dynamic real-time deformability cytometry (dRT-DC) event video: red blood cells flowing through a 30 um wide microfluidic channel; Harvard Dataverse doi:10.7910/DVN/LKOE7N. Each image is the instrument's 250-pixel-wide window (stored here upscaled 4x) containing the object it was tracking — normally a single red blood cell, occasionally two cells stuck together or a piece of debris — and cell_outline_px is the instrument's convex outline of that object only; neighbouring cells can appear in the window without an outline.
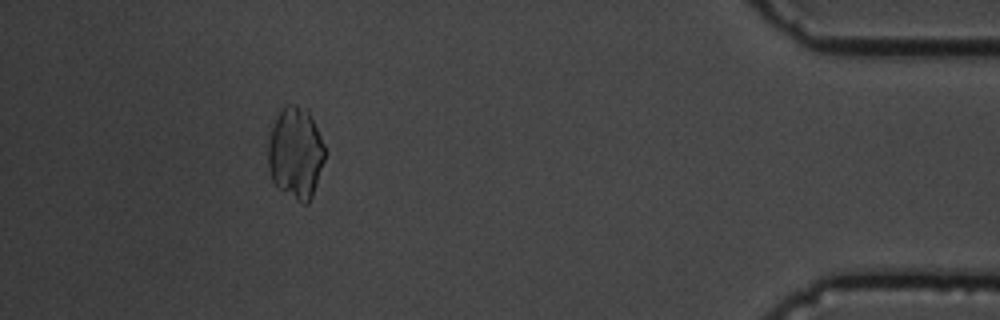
{"species": "common noctule bat (a hibernating species)", "species_latin": "Nyctalus noctula", "temperature_condition": "cold", "stored_images_in_passage": 56, "camera_frame_rate_fps": 3000, "um_per_image_px": 0.085, "animal": {"sex": "male", "body_mass_g": 19.5, "forearm_length_mm": 54.6}, "frame": {"image": 1, "passage_image": 51, "time_ms": 16.667, "image_size_px": [1000, 320], "cell_outline_px": [[324, 160], [312, 196], [308, 204], [304, 204], [296, 200], [280, 188], [272, 180], [268, 168], [268, 144], [272, 128], [276, 116], [284, 104], [296, 104], [308, 108], [324, 144]], "centroid_in_image_um": [25.12, 12.96], "position_along_channel_um": 410.1, "area_um2": 30.29}}